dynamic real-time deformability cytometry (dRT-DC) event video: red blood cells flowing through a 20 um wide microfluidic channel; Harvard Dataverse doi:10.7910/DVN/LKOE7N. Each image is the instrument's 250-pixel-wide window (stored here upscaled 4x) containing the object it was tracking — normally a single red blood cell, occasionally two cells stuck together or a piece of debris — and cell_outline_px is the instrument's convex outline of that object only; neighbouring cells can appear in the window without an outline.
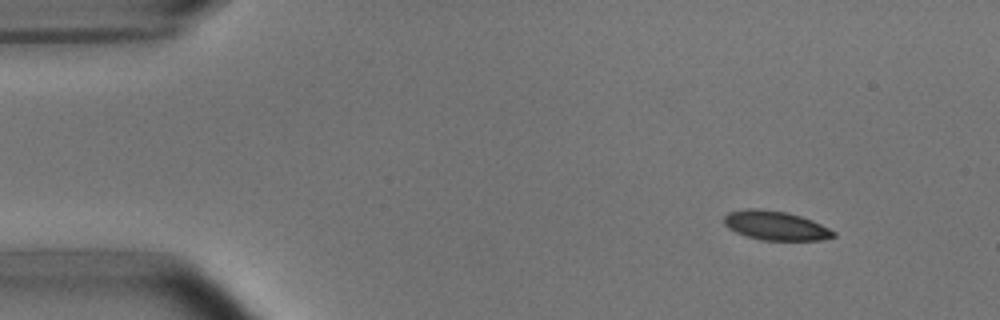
{"species": "common noctule bat (a hibernating species)", "species_latin": "Nyctalus noctula", "temperature_condition": "room temperature", "stored_images_in_passage": 3, "camera_frame_rate_fps": 3000, "um_per_image_px": 0.085, "animal": {"sex": "male", "body_mass_g": 15.6}, "frame": {"image": 1, "passage_image": 1, "time_ms": 0.0, "image_size_px": [1000, 320], "cell_outline_px": [[836, 236], [820, 240], [760, 240], [736, 232], [728, 228], [724, 224], [724, 216], [728, 212], [748, 208], [756, 208], [788, 212], [812, 220], [836, 232]], "centroid_in_image_um": [65.91, 19.17], "position_along_channel_um": 19.1, "area_um2": 18.55}}